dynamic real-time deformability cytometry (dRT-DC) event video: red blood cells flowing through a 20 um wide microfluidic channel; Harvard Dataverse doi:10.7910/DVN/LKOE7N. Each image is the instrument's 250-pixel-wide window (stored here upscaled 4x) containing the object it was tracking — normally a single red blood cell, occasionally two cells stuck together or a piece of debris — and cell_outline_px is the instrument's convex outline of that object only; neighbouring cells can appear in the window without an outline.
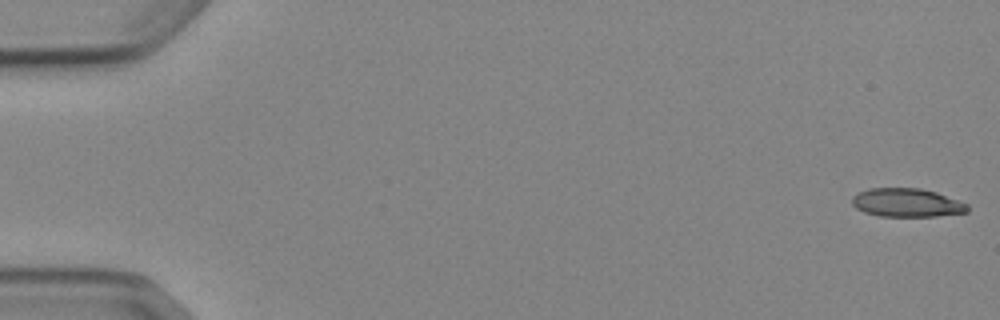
{"species": "Egyptian fruit bat (a non-hibernating species)", "species_latin": "Rousettus aegyptiacus", "temperature_condition": "cold", "stored_images_in_passage": 5, "camera_frame_rate_fps": 3000, "um_per_image_px": 0.085, "animal": {"sex": "female"}, "frame": {"image": 1, "passage_image": 1, "time_ms": 0.0, "image_size_px": [1000, 320], "cell_outline_px": [[968, 212], [936, 216], [880, 216], [864, 212], [856, 208], [852, 204], [852, 196], [856, 192], [868, 188], [920, 188], [936, 192], [968, 204]], "centroid_in_image_um": [77.04, 17.22], "position_along_channel_um": 8.0, "area_um2": 19.25}}